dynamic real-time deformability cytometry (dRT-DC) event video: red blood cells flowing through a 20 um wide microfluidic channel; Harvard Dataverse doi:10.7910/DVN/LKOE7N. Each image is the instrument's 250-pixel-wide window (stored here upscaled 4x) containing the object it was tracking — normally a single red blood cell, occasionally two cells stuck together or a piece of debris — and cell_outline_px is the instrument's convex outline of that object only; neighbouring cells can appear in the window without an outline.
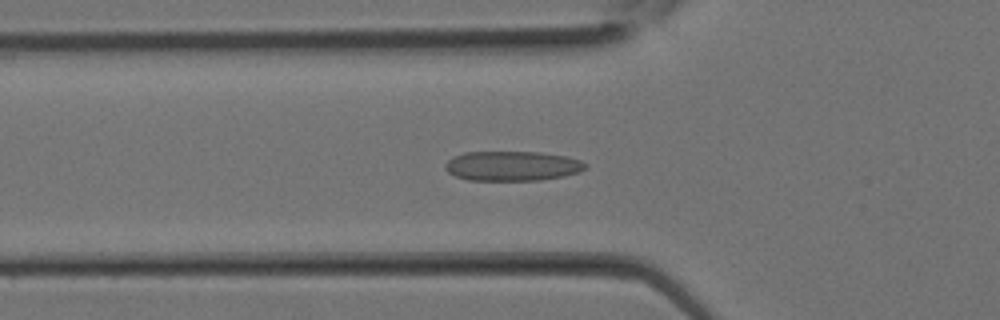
{"species": "Egyptian fruit bat (a non-hibernating species)", "species_latin": "Rousettus aegyptiacus", "temperature_condition": "room temperature", "stored_images_in_passage": 12, "camera_frame_rate_fps": 3000, "um_per_image_px": 0.085, "animal": {"sex": "female"}, "frame": {"image": 1, "passage_image": 2, "time_ms": 0.333, "image_size_px": [1000, 320], "cell_outline_px": [[588, 168], [580, 172], [564, 176], [540, 180], [468, 180], [456, 176], [448, 172], [444, 168], [444, 164], [452, 156], [464, 152], [540, 152], [568, 156], [580, 160], [588, 164]], "centroid_in_image_um": [43.56, 14.1], "position_along_channel_um": 82.2, "area_um2": 24.57}}
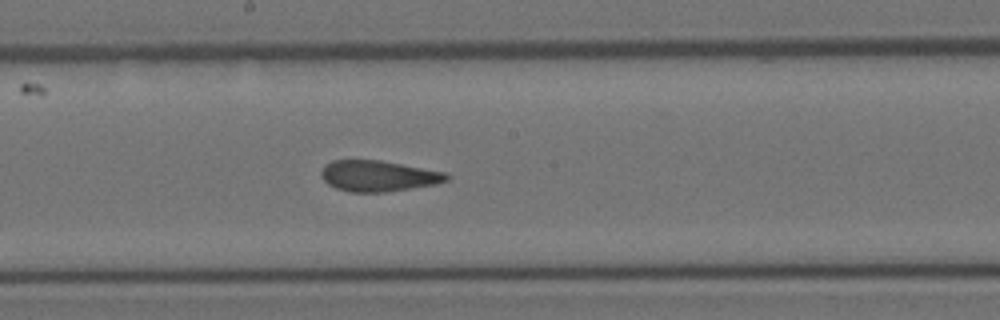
{"frame": {"image": 2, "passage_image": 8, "time_ms": 2.333, "image_size_px": [1000, 320], "cell_outline_px": [[452, 176], [448, 180], [436, 184], [384, 192], [348, 192], [336, 188], [328, 184], [320, 176], [320, 172], [324, 164], [332, 160], [380, 160], [444, 172]], "centroid_in_image_um": [32.12, 14.95], "position_along_channel_um": 216.1, "area_um2": 22.6}}
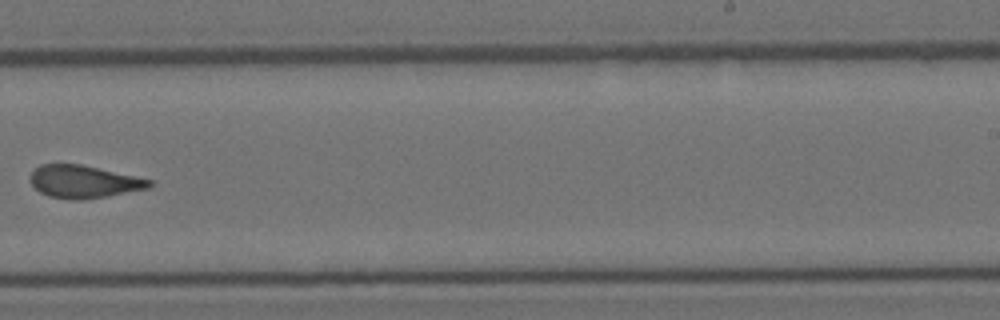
{"frame": {"image": 3, "passage_image": 11, "time_ms": 3.333, "image_size_px": [1000, 320], "cell_outline_px": [[152, 188], [108, 196], [84, 200], [72, 200], [48, 196], [40, 192], [28, 180], [28, 176], [40, 164], [80, 164], [152, 180]], "centroid_in_image_um": [7.11, 15.45], "position_along_channel_um": 281.9, "area_um2": 22.77}}